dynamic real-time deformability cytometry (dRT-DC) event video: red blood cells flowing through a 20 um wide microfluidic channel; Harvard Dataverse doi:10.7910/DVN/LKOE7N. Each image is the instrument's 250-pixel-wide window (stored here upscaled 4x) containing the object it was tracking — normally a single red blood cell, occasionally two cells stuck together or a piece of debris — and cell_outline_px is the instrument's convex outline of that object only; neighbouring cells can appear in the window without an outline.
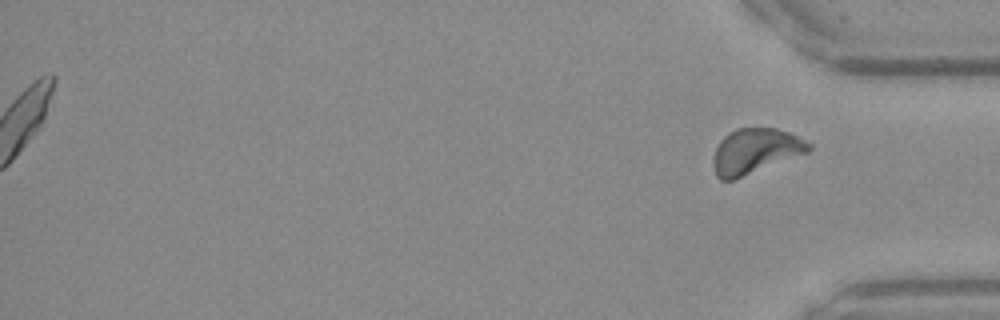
{"species": "Egyptian fruit bat (a non-hibernating species)", "species_latin": "Rousettus aegyptiacus", "temperature_condition": "warm", "stored_images_in_passage": 40, "segment_of_instrument_passage": [2, 2], "camera_frame_rate_fps": 3000, "um_per_image_px": 0.085, "frame": {"image": 1, "passage_image": 40, "time_ms": 13.0, "image_size_px": [1000, 320], "cell_outline_px": [[812, 148], [808, 152], [732, 180], [720, 180], [716, 176], [712, 164], [712, 160], [716, 148], [720, 140], [728, 132], [736, 128], [776, 128], [788, 132], [812, 144]], "centroid_in_image_um": [64.16, 12.84], "position_along_channel_um": 371.0, "area_um2": 24.97}}